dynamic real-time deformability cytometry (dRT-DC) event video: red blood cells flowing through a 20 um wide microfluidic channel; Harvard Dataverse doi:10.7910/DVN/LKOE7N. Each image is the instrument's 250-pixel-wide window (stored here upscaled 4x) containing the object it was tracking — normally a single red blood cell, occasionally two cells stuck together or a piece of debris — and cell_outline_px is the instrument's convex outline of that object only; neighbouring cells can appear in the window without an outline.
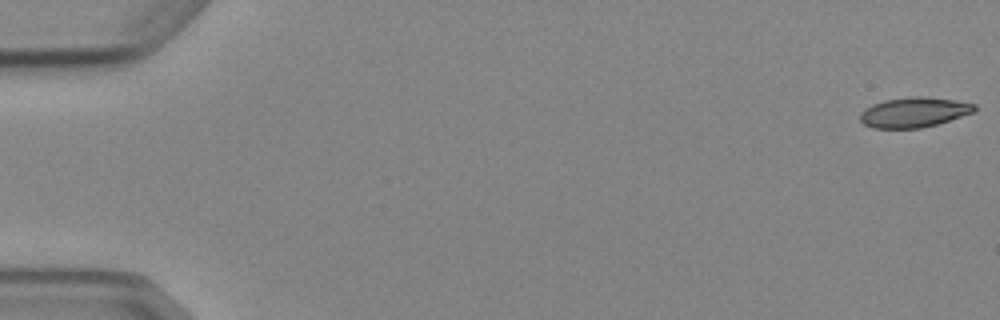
{"species": "Egyptian fruit bat (a non-hibernating species)", "species_latin": "Rousettus aegyptiacus", "temperature_condition": "cold", "stored_images_in_passage": 5, "camera_frame_rate_fps": 3000, "um_per_image_px": 0.085, "animal": {"sex": "female"}, "frame": {"image": 1, "passage_image": 1, "time_ms": 0.0, "image_size_px": [1000, 320], "cell_outline_px": [[976, 112], [936, 124], [920, 128], [872, 128], [864, 124], [860, 120], [860, 112], [864, 108], [872, 104], [884, 100], [916, 96], [920, 96], [956, 100], [976, 104]], "centroid_in_image_um": [77.69, 9.54], "position_along_channel_um": 7.3, "area_um2": 20.06}}
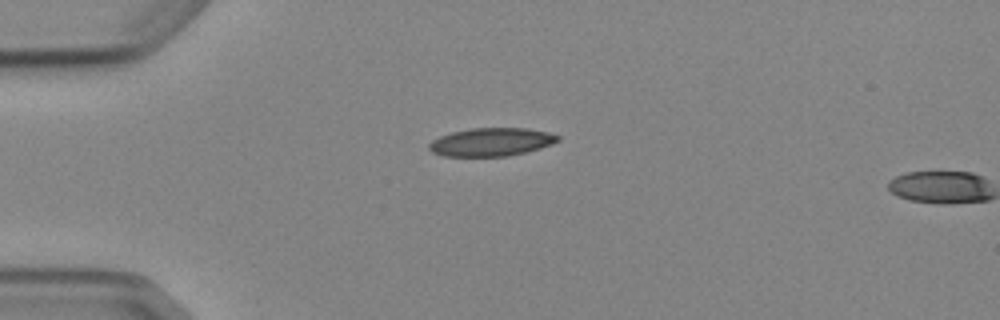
{"frame": {"image": 2, "passage_image": 4, "time_ms": 4.333, "image_size_px": [1000, 320], "cell_outline_px": [[560, 140], [552, 144], [540, 148], [508, 156], [444, 156], [432, 152], [428, 148], [428, 144], [432, 140], [440, 136], [452, 132], [472, 128], [528, 128], [548, 132], [560, 136]], "centroid_in_image_um": [41.76, 12.06], "position_along_channel_um": 43.2, "area_um2": 21.15}}